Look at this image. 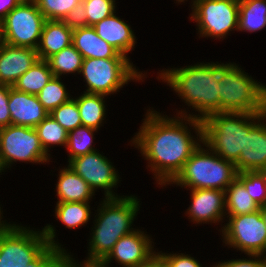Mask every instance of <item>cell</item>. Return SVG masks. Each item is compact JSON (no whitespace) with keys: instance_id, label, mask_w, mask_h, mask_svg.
Instances as JSON below:
<instances>
[{"instance_id":"6da1fadb","label":"cell","mask_w":266,"mask_h":267,"mask_svg":"<svg viewBox=\"0 0 266 267\" xmlns=\"http://www.w3.org/2000/svg\"><path fill=\"white\" fill-rule=\"evenodd\" d=\"M145 114L130 144L138 148L144 160L148 161L146 167L150 168L156 183L163 189L201 144L202 123L187 116L168 117L150 108ZM189 128L194 130L196 136Z\"/></svg>"},{"instance_id":"7a4b0ae2","label":"cell","mask_w":266,"mask_h":267,"mask_svg":"<svg viewBox=\"0 0 266 267\" xmlns=\"http://www.w3.org/2000/svg\"><path fill=\"white\" fill-rule=\"evenodd\" d=\"M235 63L201 62L182 68H168L157 72L158 80L167 83L171 90L190 107L193 114L184 110H177V116H187L204 120L209 115L220 113L219 84L223 76Z\"/></svg>"},{"instance_id":"3957f363","label":"cell","mask_w":266,"mask_h":267,"mask_svg":"<svg viewBox=\"0 0 266 267\" xmlns=\"http://www.w3.org/2000/svg\"><path fill=\"white\" fill-rule=\"evenodd\" d=\"M15 223L0 234L2 267H65L69 252L56 240L54 226L36 231Z\"/></svg>"},{"instance_id":"277c9868","label":"cell","mask_w":266,"mask_h":267,"mask_svg":"<svg viewBox=\"0 0 266 267\" xmlns=\"http://www.w3.org/2000/svg\"><path fill=\"white\" fill-rule=\"evenodd\" d=\"M135 195L103 198L94 215L88 242V256L80 264H100L111 252L114 244L136 228L132 225L140 210Z\"/></svg>"},{"instance_id":"5b68a950","label":"cell","mask_w":266,"mask_h":267,"mask_svg":"<svg viewBox=\"0 0 266 267\" xmlns=\"http://www.w3.org/2000/svg\"><path fill=\"white\" fill-rule=\"evenodd\" d=\"M205 146V148H204ZM235 164L213 152L204 142L193 151L182 170L168 184L187 190L225 189L237 178Z\"/></svg>"},{"instance_id":"8992f818","label":"cell","mask_w":266,"mask_h":267,"mask_svg":"<svg viewBox=\"0 0 266 267\" xmlns=\"http://www.w3.org/2000/svg\"><path fill=\"white\" fill-rule=\"evenodd\" d=\"M130 58H86L80 74L89 94L113 95L130 81L144 82L146 74L136 69Z\"/></svg>"},{"instance_id":"52a82bcc","label":"cell","mask_w":266,"mask_h":267,"mask_svg":"<svg viewBox=\"0 0 266 267\" xmlns=\"http://www.w3.org/2000/svg\"><path fill=\"white\" fill-rule=\"evenodd\" d=\"M234 64L219 84L220 112L266 113V85Z\"/></svg>"},{"instance_id":"ba28073f","label":"cell","mask_w":266,"mask_h":267,"mask_svg":"<svg viewBox=\"0 0 266 267\" xmlns=\"http://www.w3.org/2000/svg\"><path fill=\"white\" fill-rule=\"evenodd\" d=\"M251 113L220 112L201 121L202 141L221 158L236 163L244 152V121Z\"/></svg>"},{"instance_id":"9c48e42d","label":"cell","mask_w":266,"mask_h":267,"mask_svg":"<svg viewBox=\"0 0 266 267\" xmlns=\"http://www.w3.org/2000/svg\"><path fill=\"white\" fill-rule=\"evenodd\" d=\"M190 21L196 23L200 37L225 39L238 30L239 0H196Z\"/></svg>"},{"instance_id":"30bf717a","label":"cell","mask_w":266,"mask_h":267,"mask_svg":"<svg viewBox=\"0 0 266 267\" xmlns=\"http://www.w3.org/2000/svg\"><path fill=\"white\" fill-rule=\"evenodd\" d=\"M50 157L42 147L35 128L13 124L0 128V158L5 169L18 161L46 164L50 162Z\"/></svg>"},{"instance_id":"8fae6325","label":"cell","mask_w":266,"mask_h":267,"mask_svg":"<svg viewBox=\"0 0 266 267\" xmlns=\"http://www.w3.org/2000/svg\"><path fill=\"white\" fill-rule=\"evenodd\" d=\"M226 218V221L229 220L220 230L225 247H233L244 254L266 256V226L261 209L245 215L226 216Z\"/></svg>"},{"instance_id":"7c38bea8","label":"cell","mask_w":266,"mask_h":267,"mask_svg":"<svg viewBox=\"0 0 266 267\" xmlns=\"http://www.w3.org/2000/svg\"><path fill=\"white\" fill-rule=\"evenodd\" d=\"M46 19L36 3H20L2 20L3 43L37 49Z\"/></svg>"},{"instance_id":"4fadbf2b","label":"cell","mask_w":266,"mask_h":267,"mask_svg":"<svg viewBox=\"0 0 266 267\" xmlns=\"http://www.w3.org/2000/svg\"><path fill=\"white\" fill-rule=\"evenodd\" d=\"M111 160L99 151L78 156L68 162V167L87 182L94 192L103 189L105 198L121 197L114 192L118 187L120 175Z\"/></svg>"},{"instance_id":"5bb4252c","label":"cell","mask_w":266,"mask_h":267,"mask_svg":"<svg viewBox=\"0 0 266 267\" xmlns=\"http://www.w3.org/2000/svg\"><path fill=\"white\" fill-rule=\"evenodd\" d=\"M266 167V113L251 114L244 121V152L235 163L237 172L262 171Z\"/></svg>"},{"instance_id":"9a60e30c","label":"cell","mask_w":266,"mask_h":267,"mask_svg":"<svg viewBox=\"0 0 266 267\" xmlns=\"http://www.w3.org/2000/svg\"><path fill=\"white\" fill-rule=\"evenodd\" d=\"M152 240L151 236L137 228L122 236L99 265L111 267L114 259L122 267H138L156 251Z\"/></svg>"},{"instance_id":"2e32d148","label":"cell","mask_w":266,"mask_h":267,"mask_svg":"<svg viewBox=\"0 0 266 267\" xmlns=\"http://www.w3.org/2000/svg\"><path fill=\"white\" fill-rule=\"evenodd\" d=\"M190 192L191 204L185 212L190 222H193V224L225 222V191L193 189Z\"/></svg>"},{"instance_id":"e0dca14e","label":"cell","mask_w":266,"mask_h":267,"mask_svg":"<svg viewBox=\"0 0 266 267\" xmlns=\"http://www.w3.org/2000/svg\"><path fill=\"white\" fill-rule=\"evenodd\" d=\"M38 60L36 49L3 43L0 46V84L13 86Z\"/></svg>"},{"instance_id":"ac0fdd59","label":"cell","mask_w":266,"mask_h":267,"mask_svg":"<svg viewBox=\"0 0 266 267\" xmlns=\"http://www.w3.org/2000/svg\"><path fill=\"white\" fill-rule=\"evenodd\" d=\"M11 124L35 128L49 113L39 102L37 95L9 89L8 102Z\"/></svg>"},{"instance_id":"d6986e66","label":"cell","mask_w":266,"mask_h":267,"mask_svg":"<svg viewBox=\"0 0 266 267\" xmlns=\"http://www.w3.org/2000/svg\"><path fill=\"white\" fill-rule=\"evenodd\" d=\"M92 27L98 36L108 42L120 54L129 57L127 54L134 50L137 43L134 30L123 19H120L116 12Z\"/></svg>"},{"instance_id":"ffe728a7","label":"cell","mask_w":266,"mask_h":267,"mask_svg":"<svg viewBox=\"0 0 266 267\" xmlns=\"http://www.w3.org/2000/svg\"><path fill=\"white\" fill-rule=\"evenodd\" d=\"M72 45L86 58H128L97 35L92 26L74 29Z\"/></svg>"},{"instance_id":"44dd1931","label":"cell","mask_w":266,"mask_h":267,"mask_svg":"<svg viewBox=\"0 0 266 267\" xmlns=\"http://www.w3.org/2000/svg\"><path fill=\"white\" fill-rule=\"evenodd\" d=\"M72 32L62 20H46L36 49L39 59L47 60L69 47L72 44Z\"/></svg>"},{"instance_id":"7402d4cb","label":"cell","mask_w":266,"mask_h":267,"mask_svg":"<svg viewBox=\"0 0 266 267\" xmlns=\"http://www.w3.org/2000/svg\"><path fill=\"white\" fill-rule=\"evenodd\" d=\"M56 183L57 202H86L90 203L95 192L77 173L68 166L61 168Z\"/></svg>"},{"instance_id":"603a6c76","label":"cell","mask_w":266,"mask_h":267,"mask_svg":"<svg viewBox=\"0 0 266 267\" xmlns=\"http://www.w3.org/2000/svg\"><path fill=\"white\" fill-rule=\"evenodd\" d=\"M106 95L82 93L79 97H74L79 108L82 125L96 130L103 125L106 119Z\"/></svg>"},{"instance_id":"cb8c5ba5","label":"cell","mask_w":266,"mask_h":267,"mask_svg":"<svg viewBox=\"0 0 266 267\" xmlns=\"http://www.w3.org/2000/svg\"><path fill=\"white\" fill-rule=\"evenodd\" d=\"M266 27V0H239L238 30L257 32Z\"/></svg>"},{"instance_id":"d4e9b609","label":"cell","mask_w":266,"mask_h":267,"mask_svg":"<svg viewBox=\"0 0 266 267\" xmlns=\"http://www.w3.org/2000/svg\"><path fill=\"white\" fill-rule=\"evenodd\" d=\"M225 207L227 216L245 215L260 209L237 178L225 189Z\"/></svg>"},{"instance_id":"484cf974","label":"cell","mask_w":266,"mask_h":267,"mask_svg":"<svg viewBox=\"0 0 266 267\" xmlns=\"http://www.w3.org/2000/svg\"><path fill=\"white\" fill-rule=\"evenodd\" d=\"M52 77L48 62L39 59L12 87L20 92L37 95Z\"/></svg>"},{"instance_id":"4316f807","label":"cell","mask_w":266,"mask_h":267,"mask_svg":"<svg viewBox=\"0 0 266 267\" xmlns=\"http://www.w3.org/2000/svg\"><path fill=\"white\" fill-rule=\"evenodd\" d=\"M90 203L62 202L56 203L55 217L68 229L84 226L91 217Z\"/></svg>"},{"instance_id":"83f0119b","label":"cell","mask_w":266,"mask_h":267,"mask_svg":"<svg viewBox=\"0 0 266 267\" xmlns=\"http://www.w3.org/2000/svg\"><path fill=\"white\" fill-rule=\"evenodd\" d=\"M83 59L81 53L71 44L69 47L50 56L46 61L53 76L61 78L65 74H80Z\"/></svg>"},{"instance_id":"f1b7e54d","label":"cell","mask_w":266,"mask_h":267,"mask_svg":"<svg viewBox=\"0 0 266 267\" xmlns=\"http://www.w3.org/2000/svg\"><path fill=\"white\" fill-rule=\"evenodd\" d=\"M96 132H98L96 129L83 125L68 132L67 144L65 147L68 153L67 162L78 156L97 151L92 145Z\"/></svg>"},{"instance_id":"f546056e","label":"cell","mask_w":266,"mask_h":267,"mask_svg":"<svg viewBox=\"0 0 266 267\" xmlns=\"http://www.w3.org/2000/svg\"><path fill=\"white\" fill-rule=\"evenodd\" d=\"M61 79L60 77L53 76L37 94L39 102L49 114L73 97L68 93L69 91Z\"/></svg>"},{"instance_id":"4dcf8cb0","label":"cell","mask_w":266,"mask_h":267,"mask_svg":"<svg viewBox=\"0 0 266 267\" xmlns=\"http://www.w3.org/2000/svg\"><path fill=\"white\" fill-rule=\"evenodd\" d=\"M42 147L48 155L53 146L66 147L68 132L60 126L50 115L35 127Z\"/></svg>"},{"instance_id":"1f68e13d","label":"cell","mask_w":266,"mask_h":267,"mask_svg":"<svg viewBox=\"0 0 266 267\" xmlns=\"http://www.w3.org/2000/svg\"><path fill=\"white\" fill-rule=\"evenodd\" d=\"M237 179L259 207L266 206V178L261 171L239 172Z\"/></svg>"},{"instance_id":"d6a6232c","label":"cell","mask_w":266,"mask_h":267,"mask_svg":"<svg viewBox=\"0 0 266 267\" xmlns=\"http://www.w3.org/2000/svg\"><path fill=\"white\" fill-rule=\"evenodd\" d=\"M49 115L67 132L82 125L79 108L74 98L55 108Z\"/></svg>"},{"instance_id":"836d02e7","label":"cell","mask_w":266,"mask_h":267,"mask_svg":"<svg viewBox=\"0 0 266 267\" xmlns=\"http://www.w3.org/2000/svg\"><path fill=\"white\" fill-rule=\"evenodd\" d=\"M35 3L46 20H63L82 0H36Z\"/></svg>"},{"instance_id":"e575fe53","label":"cell","mask_w":266,"mask_h":267,"mask_svg":"<svg viewBox=\"0 0 266 267\" xmlns=\"http://www.w3.org/2000/svg\"><path fill=\"white\" fill-rule=\"evenodd\" d=\"M116 0H82L87 15L88 26H94L99 21L116 12Z\"/></svg>"},{"instance_id":"d590c367","label":"cell","mask_w":266,"mask_h":267,"mask_svg":"<svg viewBox=\"0 0 266 267\" xmlns=\"http://www.w3.org/2000/svg\"><path fill=\"white\" fill-rule=\"evenodd\" d=\"M246 258L229 259L216 263L218 267H266V256L257 254H246Z\"/></svg>"},{"instance_id":"8d00e7d4","label":"cell","mask_w":266,"mask_h":267,"mask_svg":"<svg viewBox=\"0 0 266 267\" xmlns=\"http://www.w3.org/2000/svg\"><path fill=\"white\" fill-rule=\"evenodd\" d=\"M165 259L168 264V267H202L197 259L192 257L190 254L184 253H165L159 252Z\"/></svg>"},{"instance_id":"74e56055","label":"cell","mask_w":266,"mask_h":267,"mask_svg":"<svg viewBox=\"0 0 266 267\" xmlns=\"http://www.w3.org/2000/svg\"><path fill=\"white\" fill-rule=\"evenodd\" d=\"M62 21L72 30L87 27L88 20L83 3L74 7Z\"/></svg>"},{"instance_id":"f35d334b","label":"cell","mask_w":266,"mask_h":267,"mask_svg":"<svg viewBox=\"0 0 266 267\" xmlns=\"http://www.w3.org/2000/svg\"><path fill=\"white\" fill-rule=\"evenodd\" d=\"M12 86L0 84V128L11 124V114L8 106L9 89Z\"/></svg>"},{"instance_id":"ab89813d","label":"cell","mask_w":266,"mask_h":267,"mask_svg":"<svg viewBox=\"0 0 266 267\" xmlns=\"http://www.w3.org/2000/svg\"><path fill=\"white\" fill-rule=\"evenodd\" d=\"M138 267H168L166 259L158 252H154L147 260Z\"/></svg>"},{"instance_id":"60d3db41","label":"cell","mask_w":266,"mask_h":267,"mask_svg":"<svg viewBox=\"0 0 266 267\" xmlns=\"http://www.w3.org/2000/svg\"><path fill=\"white\" fill-rule=\"evenodd\" d=\"M19 4V0H0V21H2L6 15Z\"/></svg>"},{"instance_id":"b9f144b4","label":"cell","mask_w":266,"mask_h":267,"mask_svg":"<svg viewBox=\"0 0 266 267\" xmlns=\"http://www.w3.org/2000/svg\"><path fill=\"white\" fill-rule=\"evenodd\" d=\"M65 267H101L99 264H79L70 253L66 257Z\"/></svg>"},{"instance_id":"7bdbcfd3","label":"cell","mask_w":266,"mask_h":267,"mask_svg":"<svg viewBox=\"0 0 266 267\" xmlns=\"http://www.w3.org/2000/svg\"><path fill=\"white\" fill-rule=\"evenodd\" d=\"M2 213L3 211L0 206V234L11 224V222L9 223V222H6L5 220H2L4 217Z\"/></svg>"},{"instance_id":"ee69618b","label":"cell","mask_w":266,"mask_h":267,"mask_svg":"<svg viewBox=\"0 0 266 267\" xmlns=\"http://www.w3.org/2000/svg\"><path fill=\"white\" fill-rule=\"evenodd\" d=\"M260 209H261V215H262L263 221H264L265 226H266V206H262V207H260Z\"/></svg>"},{"instance_id":"f6af8a7d","label":"cell","mask_w":266,"mask_h":267,"mask_svg":"<svg viewBox=\"0 0 266 267\" xmlns=\"http://www.w3.org/2000/svg\"><path fill=\"white\" fill-rule=\"evenodd\" d=\"M3 44V37H2V21H0V46Z\"/></svg>"},{"instance_id":"bcb514c9","label":"cell","mask_w":266,"mask_h":267,"mask_svg":"<svg viewBox=\"0 0 266 267\" xmlns=\"http://www.w3.org/2000/svg\"><path fill=\"white\" fill-rule=\"evenodd\" d=\"M2 172H6V169L1 161V158H0V175L2 174Z\"/></svg>"},{"instance_id":"7dc6e473","label":"cell","mask_w":266,"mask_h":267,"mask_svg":"<svg viewBox=\"0 0 266 267\" xmlns=\"http://www.w3.org/2000/svg\"><path fill=\"white\" fill-rule=\"evenodd\" d=\"M20 3H34L36 0H19Z\"/></svg>"},{"instance_id":"c3c4849f","label":"cell","mask_w":266,"mask_h":267,"mask_svg":"<svg viewBox=\"0 0 266 267\" xmlns=\"http://www.w3.org/2000/svg\"><path fill=\"white\" fill-rule=\"evenodd\" d=\"M175 1H176L175 3L178 2V4H180L181 2L185 3L184 1H187V0H175ZM195 1H196V0H192L190 4L193 5Z\"/></svg>"},{"instance_id":"681fc988","label":"cell","mask_w":266,"mask_h":267,"mask_svg":"<svg viewBox=\"0 0 266 267\" xmlns=\"http://www.w3.org/2000/svg\"><path fill=\"white\" fill-rule=\"evenodd\" d=\"M261 172L264 174V176L266 178V167Z\"/></svg>"},{"instance_id":"f907efd6","label":"cell","mask_w":266,"mask_h":267,"mask_svg":"<svg viewBox=\"0 0 266 267\" xmlns=\"http://www.w3.org/2000/svg\"><path fill=\"white\" fill-rule=\"evenodd\" d=\"M0 267H2V259H0Z\"/></svg>"}]
</instances>
